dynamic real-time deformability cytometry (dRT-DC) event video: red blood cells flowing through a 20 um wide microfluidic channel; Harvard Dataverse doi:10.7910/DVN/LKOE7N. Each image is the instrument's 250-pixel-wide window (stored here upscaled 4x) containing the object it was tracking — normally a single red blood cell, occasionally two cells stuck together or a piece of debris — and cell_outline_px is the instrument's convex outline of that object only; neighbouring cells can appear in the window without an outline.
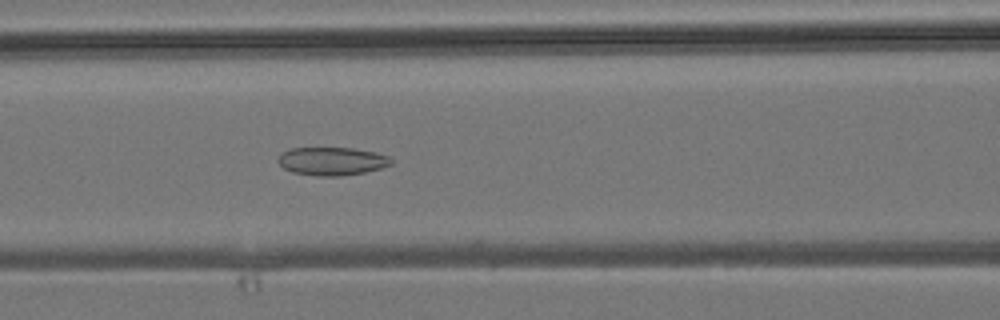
{"species": "common noctule bat (a hibernating species)", "species_latin": "Nyctalus noctula", "temperature_condition": "room temperature", "stored_images_in_passage": 6, "camera_frame_rate_fps": 3000, "um_per_image_px": 0.085, "animal": {"sex": "male", "body_mass_g": 19.2, "forearm_length_mm": 51.8}, "frame": {"image": 1, "passage_image": 6, "time_ms": 6.667, "image_size_px": [1000, 320], "cell_outline_px": [[392, 164], [380, 168], [364, 172], [340, 176], [316, 176], [292, 172], [284, 168], [276, 160], [284, 152], [292, 148], [352, 148], [376, 152], [388, 156], [392, 160]], "centroid_in_image_um": [28.22, 13.7], "position_along_channel_um": 138.4, "area_um2": 18.44}}